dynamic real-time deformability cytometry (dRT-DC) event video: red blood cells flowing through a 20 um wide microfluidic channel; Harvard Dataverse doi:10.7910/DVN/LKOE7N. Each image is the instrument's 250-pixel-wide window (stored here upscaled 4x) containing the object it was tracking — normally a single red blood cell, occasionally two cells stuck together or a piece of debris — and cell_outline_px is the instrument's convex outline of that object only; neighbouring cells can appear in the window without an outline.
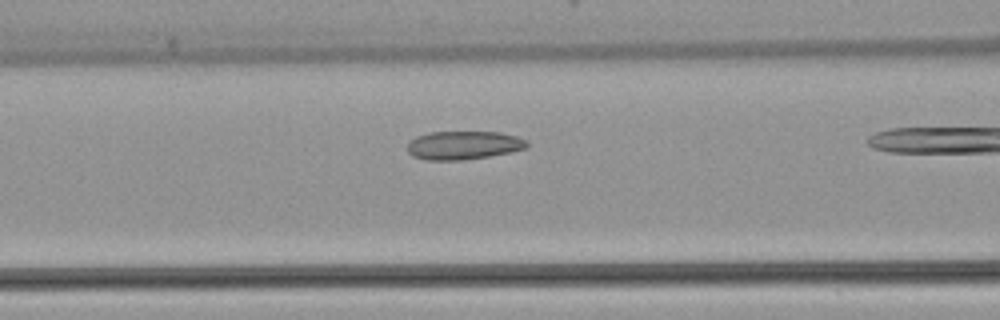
{"species": "common noctule bat (a hibernating species)", "species_latin": "Nyctalus noctula", "temperature_condition": "warm", "stored_images_in_passage": 5, "camera_frame_rate_fps": 3000, "um_per_image_px": 0.085, "animal": {"sex": "female", "body_mass_g": 22.7, "forearm_length_mm": 54.2}, "frame": {"image": 1, "passage_image": 4, "time_ms": 3.667, "image_size_px": [1000, 320], "cell_outline_px": [[528, 148], [512, 152], [464, 160], [428, 160], [412, 156], [408, 152], [408, 144], [416, 136], [432, 132], [500, 132], [516, 136], [528, 140]], "centroid_in_image_um": [39.44, 12.35], "position_along_channel_um": 127.2, "area_um2": 19.88}}